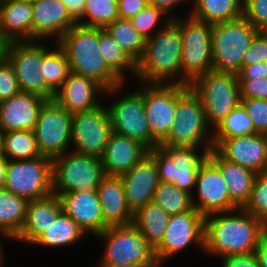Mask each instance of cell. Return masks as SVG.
Masks as SVG:
<instances>
[{
	"label": "cell",
	"mask_w": 267,
	"mask_h": 267,
	"mask_svg": "<svg viewBox=\"0 0 267 267\" xmlns=\"http://www.w3.org/2000/svg\"><path fill=\"white\" fill-rule=\"evenodd\" d=\"M266 234L264 223L243 208L209 214L205 216L204 251L220 257L252 254Z\"/></svg>",
	"instance_id": "1"
},
{
	"label": "cell",
	"mask_w": 267,
	"mask_h": 267,
	"mask_svg": "<svg viewBox=\"0 0 267 267\" xmlns=\"http://www.w3.org/2000/svg\"><path fill=\"white\" fill-rule=\"evenodd\" d=\"M179 19L175 16L168 17L165 26H161L154 36L145 40L144 53L137 62L135 75L143 84H169V79L172 85L173 79L180 76L177 74H182V35Z\"/></svg>",
	"instance_id": "2"
},
{
	"label": "cell",
	"mask_w": 267,
	"mask_h": 267,
	"mask_svg": "<svg viewBox=\"0 0 267 267\" xmlns=\"http://www.w3.org/2000/svg\"><path fill=\"white\" fill-rule=\"evenodd\" d=\"M56 43L65 52L72 73L95 80L107 94L118 91L124 84L100 55L98 28L76 24Z\"/></svg>",
	"instance_id": "3"
},
{
	"label": "cell",
	"mask_w": 267,
	"mask_h": 267,
	"mask_svg": "<svg viewBox=\"0 0 267 267\" xmlns=\"http://www.w3.org/2000/svg\"><path fill=\"white\" fill-rule=\"evenodd\" d=\"M210 129L199 96L190 86L176 84L175 121L167 138L159 146L205 145L203 151L209 152L214 149Z\"/></svg>",
	"instance_id": "4"
},
{
	"label": "cell",
	"mask_w": 267,
	"mask_h": 267,
	"mask_svg": "<svg viewBox=\"0 0 267 267\" xmlns=\"http://www.w3.org/2000/svg\"><path fill=\"white\" fill-rule=\"evenodd\" d=\"M257 34V28L244 16L212 24V70L237 74L242 67L243 56Z\"/></svg>",
	"instance_id": "5"
},
{
	"label": "cell",
	"mask_w": 267,
	"mask_h": 267,
	"mask_svg": "<svg viewBox=\"0 0 267 267\" xmlns=\"http://www.w3.org/2000/svg\"><path fill=\"white\" fill-rule=\"evenodd\" d=\"M97 237L107 241L100 267L159 266L154 248L133 224L109 226Z\"/></svg>",
	"instance_id": "6"
},
{
	"label": "cell",
	"mask_w": 267,
	"mask_h": 267,
	"mask_svg": "<svg viewBox=\"0 0 267 267\" xmlns=\"http://www.w3.org/2000/svg\"><path fill=\"white\" fill-rule=\"evenodd\" d=\"M191 89L199 96L212 131L240 103L237 74L209 71L197 77Z\"/></svg>",
	"instance_id": "7"
},
{
	"label": "cell",
	"mask_w": 267,
	"mask_h": 267,
	"mask_svg": "<svg viewBox=\"0 0 267 267\" xmlns=\"http://www.w3.org/2000/svg\"><path fill=\"white\" fill-rule=\"evenodd\" d=\"M182 35L181 75L173 84L187 85L199 76L212 71V24L189 17L179 20Z\"/></svg>",
	"instance_id": "8"
},
{
	"label": "cell",
	"mask_w": 267,
	"mask_h": 267,
	"mask_svg": "<svg viewBox=\"0 0 267 267\" xmlns=\"http://www.w3.org/2000/svg\"><path fill=\"white\" fill-rule=\"evenodd\" d=\"M53 194L96 190L106 176L100 158L64 153L52 159Z\"/></svg>",
	"instance_id": "9"
},
{
	"label": "cell",
	"mask_w": 267,
	"mask_h": 267,
	"mask_svg": "<svg viewBox=\"0 0 267 267\" xmlns=\"http://www.w3.org/2000/svg\"><path fill=\"white\" fill-rule=\"evenodd\" d=\"M52 159L40 156L28 160H7L4 189L28 201L53 194Z\"/></svg>",
	"instance_id": "10"
},
{
	"label": "cell",
	"mask_w": 267,
	"mask_h": 267,
	"mask_svg": "<svg viewBox=\"0 0 267 267\" xmlns=\"http://www.w3.org/2000/svg\"><path fill=\"white\" fill-rule=\"evenodd\" d=\"M197 148L158 146L150 149L148 154L155 160L159 180L174 184L180 190L193 195L192 188L196 184L199 167L208 156V152L197 153Z\"/></svg>",
	"instance_id": "11"
},
{
	"label": "cell",
	"mask_w": 267,
	"mask_h": 267,
	"mask_svg": "<svg viewBox=\"0 0 267 267\" xmlns=\"http://www.w3.org/2000/svg\"><path fill=\"white\" fill-rule=\"evenodd\" d=\"M0 53L13 66L20 91L54 100L55 93L47 86L42 70V44L36 41H13L0 46Z\"/></svg>",
	"instance_id": "12"
},
{
	"label": "cell",
	"mask_w": 267,
	"mask_h": 267,
	"mask_svg": "<svg viewBox=\"0 0 267 267\" xmlns=\"http://www.w3.org/2000/svg\"><path fill=\"white\" fill-rule=\"evenodd\" d=\"M72 117L55 100H47L39 113L34 133L42 156L54 159L71 146Z\"/></svg>",
	"instance_id": "13"
},
{
	"label": "cell",
	"mask_w": 267,
	"mask_h": 267,
	"mask_svg": "<svg viewBox=\"0 0 267 267\" xmlns=\"http://www.w3.org/2000/svg\"><path fill=\"white\" fill-rule=\"evenodd\" d=\"M112 133L107 107L99 105L90 111L73 114L71 144L74 152L100 158Z\"/></svg>",
	"instance_id": "14"
},
{
	"label": "cell",
	"mask_w": 267,
	"mask_h": 267,
	"mask_svg": "<svg viewBox=\"0 0 267 267\" xmlns=\"http://www.w3.org/2000/svg\"><path fill=\"white\" fill-rule=\"evenodd\" d=\"M112 130L134 139L149 150L159 144L152 138L144 111L143 89L134 90L107 107Z\"/></svg>",
	"instance_id": "15"
},
{
	"label": "cell",
	"mask_w": 267,
	"mask_h": 267,
	"mask_svg": "<svg viewBox=\"0 0 267 267\" xmlns=\"http://www.w3.org/2000/svg\"><path fill=\"white\" fill-rule=\"evenodd\" d=\"M205 216L197 209L171 215L163 239L154 249L159 265L195 242L204 250Z\"/></svg>",
	"instance_id": "16"
},
{
	"label": "cell",
	"mask_w": 267,
	"mask_h": 267,
	"mask_svg": "<svg viewBox=\"0 0 267 267\" xmlns=\"http://www.w3.org/2000/svg\"><path fill=\"white\" fill-rule=\"evenodd\" d=\"M142 87L144 111L151 136L160 145L175 121L176 84H145Z\"/></svg>",
	"instance_id": "17"
},
{
	"label": "cell",
	"mask_w": 267,
	"mask_h": 267,
	"mask_svg": "<svg viewBox=\"0 0 267 267\" xmlns=\"http://www.w3.org/2000/svg\"><path fill=\"white\" fill-rule=\"evenodd\" d=\"M195 186L199 202L196 203L192 195L193 205L203 216L239 208L230 199L227 184L219 169L208 158L199 167Z\"/></svg>",
	"instance_id": "18"
},
{
	"label": "cell",
	"mask_w": 267,
	"mask_h": 267,
	"mask_svg": "<svg viewBox=\"0 0 267 267\" xmlns=\"http://www.w3.org/2000/svg\"><path fill=\"white\" fill-rule=\"evenodd\" d=\"M215 150L227 161L256 173L267 171V136L251 134L224 139Z\"/></svg>",
	"instance_id": "19"
},
{
	"label": "cell",
	"mask_w": 267,
	"mask_h": 267,
	"mask_svg": "<svg viewBox=\"0 0 267 267\" xmlns=\"http://www.w3.org/2000/svg\"><path fill=\"white\" fill-rule=\"evenodd\" d=\"M120 177L127 207L133 214L153 201L154 192L160 180L155 160L149 154Z\"/></svg>",
	"instance_id": "20"
},
{
	"label": "cell",
	"mask_w": 267,
	"mask_h": 267,
	"mask_svg": "<svg viewBox=\"0 0 267 267\" xmlns=\"http://www.w3.org/2000/svg\"><path fill=\"white\" fill-rule=\"evenodd\" d=\"M47 100L33 93L20 91L0 102V130L33 131L43 104Z\"/></svg>",
	"instance_id": "21"
},
{
	"label": "cell",
	"mask_w": 267,
	"mask_h": 267,
	"mask_svg": "<svg viewBox=\"0 0 267 267\" xmlns=\"http://www.w3.org/2000/svg\"><path fill=\"white\" fill-rule=\"evenodd\" d=\"M32 8V41L52 36L57 42L77 24L61 0H37L32 2Z\"/></svg>",
	"instance_id": "22"
},
{
	"label": "cell",
	"mask_w": 267,
	"mask_h": 267,
	"mask_svg": "<svg viewBox=\"0 0 267 267\" xmlns=\"http://www.w3.org/2000/svg\"><path fill=\"white\" fill-rule=\"evenodd\" d=\"M63 211L85 232L104 231V218L97 190L73 191L60 196Z\"/></svg>",
	"instance_id": "23"
},
{
	"label": "cell",
	"mask_w": 267,
	"mask_h": 267,
	"mask_svg": "<svg viewBox=\"0 0 267 267\" xmlns=\"http://www.w3.org/2000/svg\"><path fill=\"white\" fill-rule=\"evenodd\" d=\"M149 149L142 143L113 132L100 157L105 175L121 176L141 161Z\"/></svg>",
	"instance_id": "24"
},
{
	"label": "cell",
	"mask_w": 267,
	"mask_h": 267,
	"mask_svg": "<svg viewBox=\"0 0 267 267\" xmlns=\"http://www.w3.org/2000/svg\"><path fill=\"white\" fill-rule=\"evenodd\" d=\"M96 91L104 94L105 89L95 80L71 72L55 93L54 100L73 115L101 105L95 99Z\"/></svg>",
	"instance_id": "25"
},
{
	"label": "cell",
	"mask_w": 267,
	"mask_h": 267,
	"mask_svg": "<svg viewBox=\"0 0 267 267\" xmlns=\"http://www.w3.org/2000/svg\"><path fill=\"white\" fill-rule=\"evenodd\" d=\"M32 3L0 0V46L13 41H32Z\"/></svg>",
	"instance_id": "26"
},
{
	"label": "cell",
	"mask_w": 267,
	"mask_h": 267,
	"mask_svg": "<svg viewBox=\"0 0 267 267\" xmlns=\"http://www.w3.org/2000/svg\"><path fill=\"white\" fill-rule=\"evenodd\" d=\"M96 190L104 218V231L109 226L132 224L133 213L127 207L120 176L106 175Z\"/></svg>",
	"instance_id": "27"
},
{
	"label": "cell",
	"mask_w": 267,
	"mask_h": 267,
	"mask_svg": "<svg viewBox=\"0 0 267 267\" xmlns=\"http://www.w3.org/2000/svg\"><path fill=\"white\" fill-rule=\"evenodd\" d=\"M207 158L219 169L227 184L230 199L243 208L250 198L257 173L227 161L215 149L208 152Z\"/></svg>",
	"instance_id": "28"
},
{
	"label": "cell",
	"mask_w": 267,
	"mask_h": 267,
	"mask_svg": "<svg viewBox=\"0 0 267 267\" xmlns=\"http://www.w3.org/2000/svg\"><path fill=\"white\" fill-rule=\"evenodd\" d=\"M63 211L59 196L29 201L26 219L21 232L13 239L32 244Z\"/></svg>",
	"instance_id": "29"
},
{
	"label": "cell",
	"mask_w": 267,
	"mask_h": 267,
	"mask_svg": "<svg viewBox=\"0 0 267 267\" xmlns=\"http://www.w3.org/2000/svg\"><path fill=\"white\" fill-rule=\"evenodd\" d=\"M169 219L170 215L152 201L133 214L132 224L155 249L164 237Z\"/></svg>",
	"instance_id": "30"
},
{
	"label": "cell",
	"mask_w": 267,
	"mask_h": 267,
	"mask_svg": "<svg viewBox=\"0 0 267 267\" xmlns=\"http://www.w3.org/2000/svg\"><path fill=\"white\" fill-rule=\"evenodd\" d=\"M29 201L0 189V234L14 239L22 230Z\"/></svg>",
	"instance_id": "31"
},
{
	"label": "cell",
	"mask_w": 267,
	"mask_h": 267,
	"mask_svg": "<svg viewBox=\"0 0 267 267\" xmlns=\"http://www.w3.org/2000/svg\"><path fill=\"white\" fill-rule=\"evenodd\" d=\"M191 17L217 24L243 16V0H194Z\"/></svg>",
	"instance_id": "32"
},
{
	"label": "cell",
	"mask_w": 267,
	"mask_h": 267,
	"mask_svg": "<svg viewBox=\"0 0 267 267\" xmlns=\"http://www.w3.org/2000/svg\"><path fill=\"white\" fill-rule=\"evenodd\" d=\"M98 47L100 55L108 68L124 83L125 70L136 75L137 63L114 40L105 28H98Z\"/></svg>",
	"instance_id": "33"
},
{
	"label": "cell",
	"mask_w": 267,
	"mask_h": 267,
	"mask_svg": "<svg viewBox=\"0 0 267 267\" xmlns=\"http://www.w3.org/2000/svg\"><path fill=\"white\" fill-rule=\"evenodd\" d=\"M85 232L80 226L62 211L54 223L32 243L37 246L62 247L80 240Z\"/></svg>",
	"instance_id": "34"
},
{
	"label": "cell",
	"mask_w": 267,
	"mask_h": 267,
	"mask_svg": "<svg viewBox=\"0 0 267 267\" xmlns=\"http://www.w3.org/2000/svg\"><path fill=\"white\" fill-rule=\"evenodd\" d=\"M40 69L47 86L56 93L71 73L65 52L56 44L55 50L48 51L42 44V63Z\"/></svg>",
	"instance_id": "35"
},
{
	"label": "cell",
	"mask_w": 267,
	"mask_h": 267,
	"mask_svg": "<svg viewBox=\"0 0 267 267\" xmlns=\"http://www.w3.org/2000/svg\"><path fill=\"white\" fill-rule=\"evenodd\" d=\"M212 132L214 149L226 138L256 134L252 120L241 103Z\"/></svg>",
	"instance_id": "36"
},
{
	"label": "cell",
	"mask_w": 267,
	"mask_h": 267,
	"mask_svg": "<svg viewBox=\"0 0 267 267\" xmlns=\"http://www.w3.org/2000/svg\"><path fill=\"white\" fill-rule=\"evenodd\" d=\"M42 156L34 131L4 132V157L8 160H28Z\"/></svg>",
	"instance_id": "37"
},
{
	"label": "cell",
	"mask_w": 267,
	"mask_h": 267,
	"mask_svg": "<svg viewBox=\"0 0 267 267\" xmlns=\"http://www.w3.org/2000/svg\"><path fill=\"white\" fill-rule=\"evenodd\" d=\"M105 29L128 55L137 63L144 53L145 39L128 19H117Z\"/></svg>",
	"instance_id": "38"
},
{
	"label": "cell",
	"mask_w": 267,
	"mask_h": 267,
	"mask_svg": "<svg viewBox=\"0 0 267 267\" xmlns=\"http://www.w3.org/2000/svg\"><path fill=\"white\" fill-rule=\"evenodd\" d=\"M153 202L158 204L170 216L194 209L192 195L167 182L160 181L158 183Z\"/></svg>",
	"instance_id": "39"
},
{
	"label": "cell",
	"mask_w": 267,
	"mask_h": 267,
	"mask_svg": "<svg viewBox=\"0 0 267 267\" xmlns=\"http://www.w3.org/2000/svg\"><path fill=\"white\" fill-rule=\"evenodd\" d=\"M117 19H119L117 0H85L84 15L77 24L105 28Z\"/></svg>",
	"instance_id": "40"
},
{
	"label": "cell",
	"mask_w": 267,
	"mask_h": 267,
	"mask_svg": "<svg viewBox=\"0 0 267 267\" xmlns=\"http://www.w3.org/2000/svg\"><path fill=\"white\" fill-rule=\"evenodd\" d=\"M243 209L267 227V171L257 173L250 198Z\"/></svg>",
	"instance_id": "41"
},
{
	"label": "cell",
	"mask_w": 267,
	"mask_h": 267,
	"mask_svg": "<svg viewBox=\"0 0 267 267\" xmlns=\"http://www.w3.org/2000/svg\"><path fill=\"white\" fill-rule=\"evenodd\" d=\"M165 14L162 10L158 9L153 5H148L142 11H140L136 16L130 19L133 27L137 32L145 39H149L153 36L151 31L160 22V18L164 17Z\"/></svg>",
	"instance_id": "42"
},
{
	"label": "cell",
	"mask_w": 267,
	"mask_h": 267,
	"mask_svg": "<svg viewBox=\"0 0 267 267\" xmlns=\"http://www.w3.org/2000/svg\"><path fill=\"white\" fill-rule=\"evenodd\" d=\"M241 104L250 116L255 132L267 134V100L254 98H240Z\"/></svg>",
	"instance_id": "43"
},
{
	"label": "cell",
	"mask_w": 267,
	"mask_h": 267,
	"mask_svg": "<svg viewBox=\"0 0 267 267\" xmlns=\"http://www.w3.org/2000/svg\"><path fill=\"white\" fill-rule=\"evenodd\" d=\"M20 92L13 66L0 53V102Z\"/></svg>",
	"instance_id": "44"
},
{
	"label": "cell",
	"mask_w": 267,
	"mask_h": 267,
	"mask_svg": "<svg viewBox=\"0 0 267 267\" xmlns=\"http://www.w3.org/2000/svg\"><path fill=\"white\" fill-rule=\"evenodd\" d=\"M243 16L258 28L267 22V0H243Z\"/></svg>",
	"instance_id": "45"
},
{
	"label": "cell",
	"mask_w": 267,
	"mask_h": 267,
	"mask_svg": "<svg viewBox=\"0 0 267 267\" xmlns=\"http://www.w3.org/2000/svg\"><path fill=\"white\" fill-rule=\"evenodd\" d=\"M240 98L267 100V79H238Z\"/></svg>",
	"instance_id": "46"
},
{
	"label": "cell",
	"mask_w": 267,
	"mask_h": 267,
	"mask_svg": "<svg viewBox=\"0 0 267 267\" xmlns=\"http://www.w3.org/2000/svg\"><path fill=\"white\" fill-rule=\"evenodd\" d=\"M267 62V40L257 34L243 56L242 67Z\"/></svg>",
	"instance_id": "47"
},
{
	"label": "cell",
	"mask_w": 267,
	"mask_h": 267,
	"mask_svg": "<svg viewBox=\"0 0 267 267\" xmlns=\"http://www.w3.org/2000/svg\"><path fill=\"white\" fill-rule=\"evenodd\" d=\"M117 2L119 18L128 20L149 5L148 0H117Z\"/></svg>",
	"instance_id": "48"
},
{
	"label": "cell",
	"mask_w": 267,
	"mask_h": 267,
	"mask_svg": "<svg viewBox=\"0 0 267 267\" xmlns=\"http://www.w3.org/2000/svg\"><path fill=\"white\" fill-rule=\"evenodd\" d=\"M221 259L223 260L222 267H259L254 253L230 255Z\"/></svg>",
	"instance_id": "49"
},
{
	"label": "cell",
	"mask_w": 267,
	"mask_h": 267,
	"mask_svg": "<svg viewBox=\"0 0 267 267\" xmlns=\"http://www.w3.org/2000/svg\"><path fill=\"white\" fill-rule=\"evenodd\" d=\"M237 76L238 79H267V62L243 66L237 73Z\"/></svg>",
	"instance_id": "50"
},
{
	"label": "cell",
	"mask_w": 267,
	"mask_h": 267,
	"mask_svg": "<svg viewBox=\"0 0 267 267\" xmlns=\"http://www.w3.org/2000/svg\"><path fill=\"white\" fill-rule=\"evenodd\" d=\"M67 7L71 17L78 22L84 15L85 0H61Z\"/></svg>",
	"instance_id": "51"
},
{
	"label": "cell",
	"mask_w": 267,
	"mask_h": 267,
	"mask_svg": "<svg viewBox=\"0 0 267 267\" xmlns=\"http://www.w3.org/2000/svg\"><path fill=\"white\" fill-rule=\"evenodd\" d=\"M254 254L259 267H267V234L260 240Z\"/></svg>",
	"instance_id": "52"
},
{
	"label": "cell",
	"mask_w": 267,
	"mask_h": 267,
	"mask_svg": "<svg viewBox=\"0 0 267 267\" xmlns=\"http://www.w3.org/2000/svg\"><path fill=\"white\" fill-rule=\"evenodd\" d=\"M183 1L187 0H148V4L157 7L166 14L172 10L173 7Z\"/></svg>",
	"instance_id": "53"
},
{
	"label": "cell",
	"mask_w": 267,
	"mask_h": 267,
	"mask_svg": "<svg viewBox=\"0 0 267 267\" xmlns=\"http://www.w3.org/2000/svg\"><path fill=\"white\" fill-rule=\"evenodd\" d=\"M7 158H0V189L4 187L6 181V170H7Z\"/></svg>",
	"instance_id": "54"
},
{
	"label": "cell",
	"mask_w": 267,
	"mask_h": 267,
	"mask_svg": "<svg viewBox=\"0 0 267 267\" xmlns=\"http://www.w3.org/2000/svg\"><path fill=\"white\" fill-rule=\"evenodd\" d=\"M258 34L265 40H267V22L264 24L260 25L257 28Z\"/></svg>",
	"instance_id": "55"
},
{
	"label": "cell",
	"mask_w": 267,
	"mask_h": 267,
	"mask_svg": "<svg viewBox=\"0 0 267 267\" xmlns=\"http://www.w3.org/2000/svg\"><path fill=\"white\" fill-rule=\"evenodd\" d=\"M4 157V132L0 130V158Z\"/></svg>",
	"instance_id": "56"
},
{
	"label": "cell",
	"mask_w": 267,
	"mask_h": 267,
	"mask_svg": "<svg viewBox=\"0 0 267 267\" xmlns=\"http://www.w3.org/2000/svg\"><path fill=\"white\" fill-rule=\"evenodd\" d=\"M116 267H160V266H136V265H124V266H116Z\"/></svg>",
	"instance_id": "57"
},
{
	"label": "cell",
	"mask_w": 267,
	"mask_h": 267,
	"mask_svg": "<svg viewBox=\"0 0 267 267\" xmlns=\"http://www.w3.org/2000/svg\"><path fill=\"white\" fill-rule=\"evenodd\" d=\"M3 266V256H0V267Z\"/></svg>",
	"instance_id": "58"
},
{
	"label": "cell",
	"mask_w": 267,
	"mask_h": 267,
	"mask_svg": "<svg viewBox=\"0 0 267 267\" xmlns=\"http://www.w3.org/2000/svg\"><path fill=\"white\" fill-rule=\"evenodd\" d=\"M1 243H0V256H2L3 255V252H2V248H1Z\"/></svg>",
	"instance_id": "59"
},
{
	"label": "cell",
	"mask_w": 267,
	"mask_h": 267,
	"mask_svg": "<svg viewBox=\"0 0 267 267\" xmlns=\"http://www.w3.org/2000/svg\"><path fill=\"white\" fill-rule=\"evenodd\" d=\"M25 1L32 3V2L37 1V0H25Z\"/></svg>",
	"instance_id": "60"
}]
</instances>
